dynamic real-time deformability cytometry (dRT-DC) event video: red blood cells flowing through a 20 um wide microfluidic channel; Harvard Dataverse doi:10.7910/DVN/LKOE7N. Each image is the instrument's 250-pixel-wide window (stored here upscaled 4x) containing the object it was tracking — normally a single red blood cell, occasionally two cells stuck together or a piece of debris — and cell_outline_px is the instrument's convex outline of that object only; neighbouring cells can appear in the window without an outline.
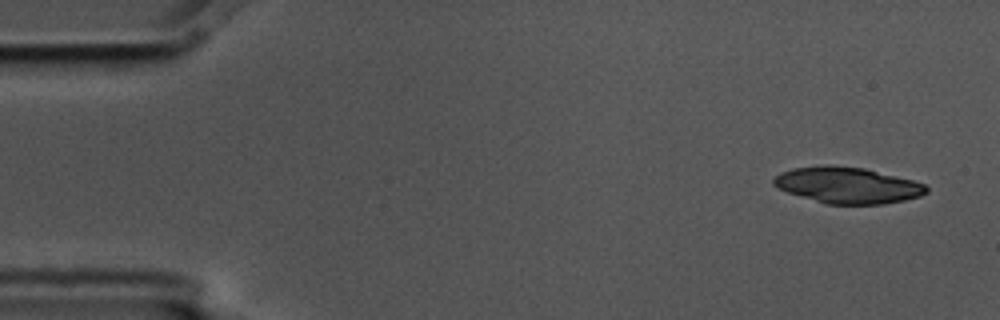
{"species": "common noctule bat (a hibernating species)", "species_latin": "Nyctalus noctula", "temperature_condition": "cold", "stored_images_in_passage": 9, "camera_frame_rate_fps": 3000, "um_per_image_px": 0.085, "animal": {"sex": "male", "body_mass_g": 17.5, "forearm_length_mm": 52.3}, "frame": {"image": 1, "passage_image": 1, "time_ms": 0.0, "image_size_px": [1000, 320], "cell_outline_px": [[928, 192], [920, 196], [904, 200], [884, 204], [824, 204], [788, 192], [772, 184], [772, 180], [780, 172], [792, 168], [824, 164], [828, 164], [864, 168], [912, 180], [924, 184], [928, 188]], "centroid_in_image_um": [72.02, 15.74], "position_along_channel_um": 13.0, "area_um2": 32.25}}